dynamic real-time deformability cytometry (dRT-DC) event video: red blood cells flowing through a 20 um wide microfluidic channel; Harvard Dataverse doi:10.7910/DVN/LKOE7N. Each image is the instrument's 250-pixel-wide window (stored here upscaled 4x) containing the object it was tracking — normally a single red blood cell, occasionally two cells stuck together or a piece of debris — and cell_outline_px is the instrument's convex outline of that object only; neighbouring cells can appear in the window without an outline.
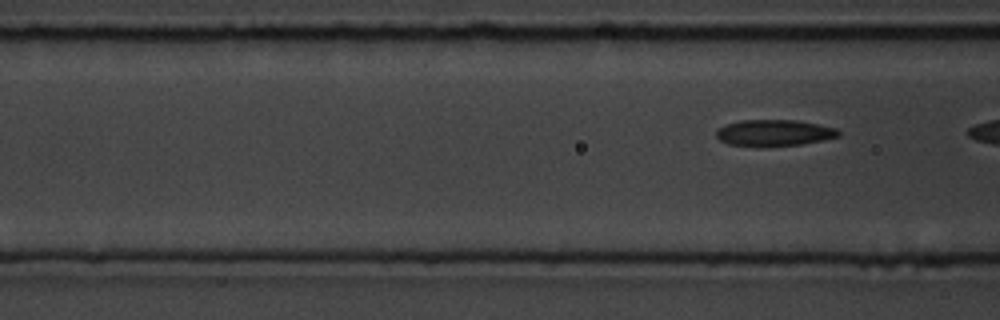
{"species": "common noctule bat (a hibernating species)", "species_latin": "Nyctalus noctula", "temperature_condition": "room temperature", "stored_images_in_passage": 3, "segment_of_instrument_passage": [2, 2], "camera_frame_rate_fps": 3000, "um_per_image_px": 0.085, "animal": {"sex": "male", "body_mass_g": 19.5, "forearm_length_mm": 54.6}, "frame": {"image": 1, "passage_image": 3, "time_ms": 3.0, "image_size_px": [1000, 320], "cell_outline_px": [[840, 136], [824, 140], [800, 144], [728, 144], [720, 140], [716, 136], [716, 132], [724, 124], [740, 120], [796, 120], [836, 128], [840, 132]], "centroid_in_image_um": [65.82, 11.25], "position_along_channel_um": 100.8, "area_um2": 18.03}}